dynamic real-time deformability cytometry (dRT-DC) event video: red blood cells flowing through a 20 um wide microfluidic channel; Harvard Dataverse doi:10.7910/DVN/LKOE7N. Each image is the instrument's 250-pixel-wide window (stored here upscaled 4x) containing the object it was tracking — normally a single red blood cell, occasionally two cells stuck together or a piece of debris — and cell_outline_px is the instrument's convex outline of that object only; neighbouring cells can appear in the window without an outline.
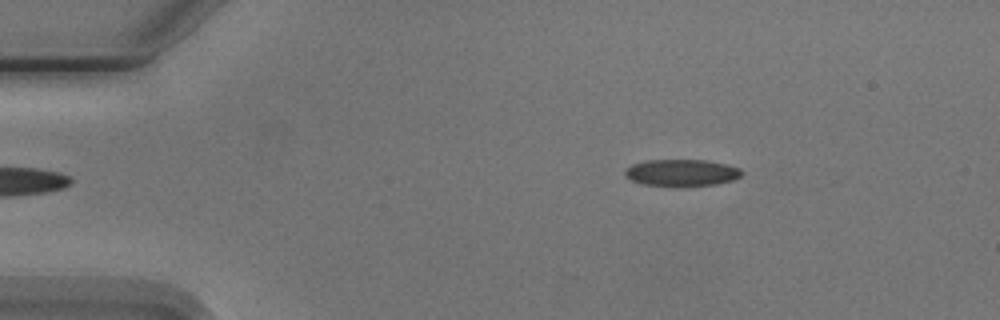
{"species": "Egyptian fruit bat (a non-hibernating species)", "species_latin": "Rousettus aegyptiacus", "temperature_condition": "cold", "stored_images_in_passage": 3, "camera_frame_rate_fps": 3000, "um_per_image_px": 0.085, "animal": {"sex": "male"}, "frame": {"image": 1, "passage_image": 1, "time_ms": 0.0, "image_size_px": [1000, 320], "cell_outline_px": [[744, 172], [740, 176], [732, 180], [716, 184], [644, 184], [632, 180], [624, 176], [624, 172], [632, 164], [648, 160], [708, 160], [728, 164], [740, 168]], "centroid_in_image_um": [57.98, 14.64], "position_along_channel_um": 27.0, "area_um2": 17.63}}